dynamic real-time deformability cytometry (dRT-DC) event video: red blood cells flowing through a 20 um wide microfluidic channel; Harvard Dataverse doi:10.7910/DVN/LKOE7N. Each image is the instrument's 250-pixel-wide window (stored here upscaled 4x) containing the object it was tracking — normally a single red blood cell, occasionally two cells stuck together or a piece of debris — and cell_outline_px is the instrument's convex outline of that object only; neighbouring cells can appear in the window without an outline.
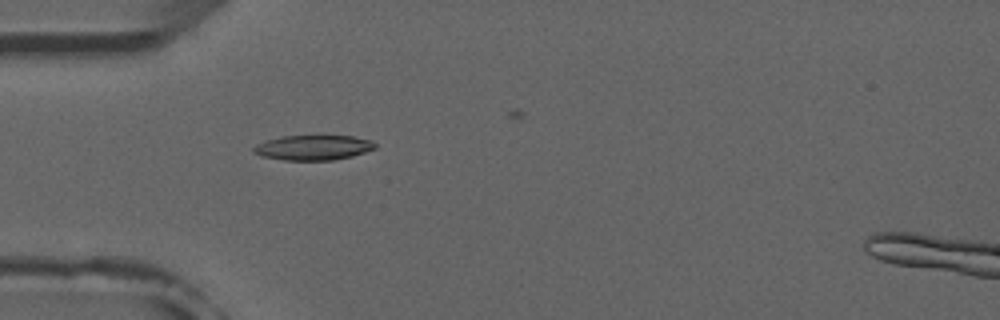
{"species": "common noctule bat (a hibernating species)", "species_latin": "Nyctalus noctula", "temperature_condition": "room temperature", "stored_images_in_passage": 7, "camera_frame_rate_fps": 3000, "um_per_image_px": 0.085, "animal": {"sex": "male", "forearm_length_mm": 52.5}, "frame": {"image": 1, "passage_image": 6, "time_ms": 5.667, "image_size_px": [1000, 320], "cell_outline_px": [[376, 148], [352, 156], [332, 160], [284, 160], [260, 156], [252, 152], [252, 148], [256, 144], [268, 140], [284, 136], [352, 136], [372, 140], [376, 144]], "centroid_in_image_um": [26.61, 12.55], "position_along_channel_um": 58.4, "area_um2": 17.63}}